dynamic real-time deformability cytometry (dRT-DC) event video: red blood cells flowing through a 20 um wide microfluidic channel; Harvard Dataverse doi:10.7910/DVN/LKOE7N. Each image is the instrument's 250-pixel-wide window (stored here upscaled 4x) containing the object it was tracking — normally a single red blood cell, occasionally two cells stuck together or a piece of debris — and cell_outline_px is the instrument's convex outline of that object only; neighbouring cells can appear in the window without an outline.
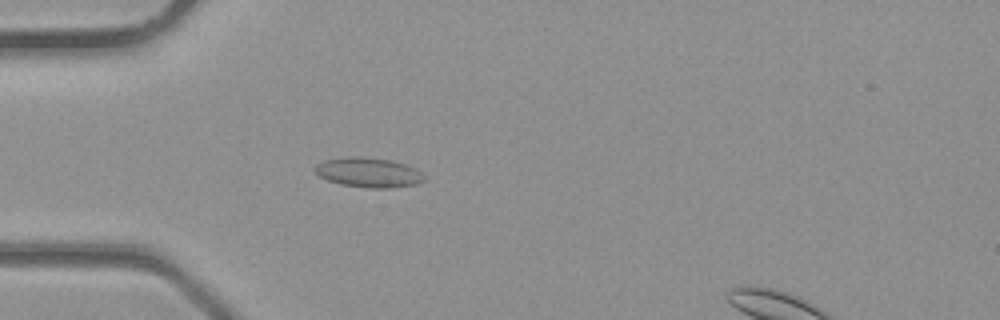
{"species": "common noctule bat (a hibernating species)", "species_latin": "Nyctalus noctula", "temperature_condition": "room temperature", "stored_images_in_passage": 34, "camera_frame_rate_fps": 3000, "um_per_image_px": 0.085, "animal": {"sex": "male", "body_mass_g": 23.1, "forearm_length_mm": 52.7}, "frame": {"image": 1, "passage_image": 8, "time_ms": 2.333, "image_size_px": [1000, 320], "cell_outline_px": [[424, 180], [416, 184], [388, 188], [372, 188], [340, 184], [328, 180], [320, 176], [312, 168], [316, 164], [324, 160], [344, 156], [360, 156], [388, 160], [404, 164], [416, 168], [424, 176]], "centroid_in_image_um": [31.28, 14.65], "position_along_channel_um": 53.7, "area_um2": 18.84}}
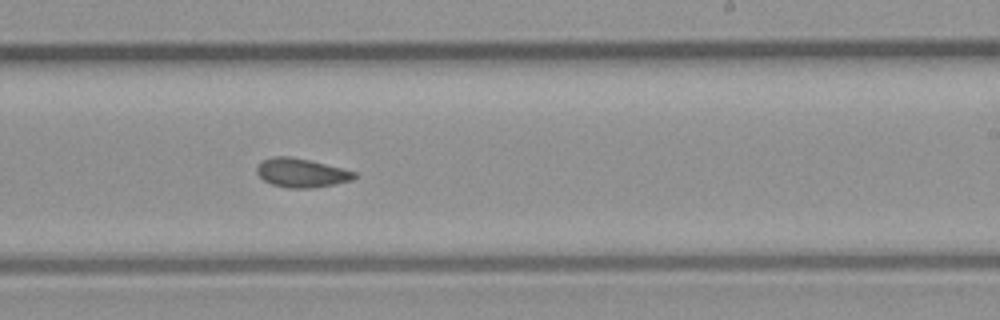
{"frame": {"image": 2, "passage_image": 20, "time_ms": 6.333, "image_size_px": [1000, 320], "cell_outline_px": [[356, 176], [352, 180], [312, 188], [288, 188], [272, 184], [264, 180], [256, 172], [256, 168], [260, 160], [272, 156], [292, 156], [312, 160], [344, 168], [356, 172]], "centroid_in_image_um": [25.6, 14.66], "position_along_channel_um": 263.4, "area_um2": 16.65}}
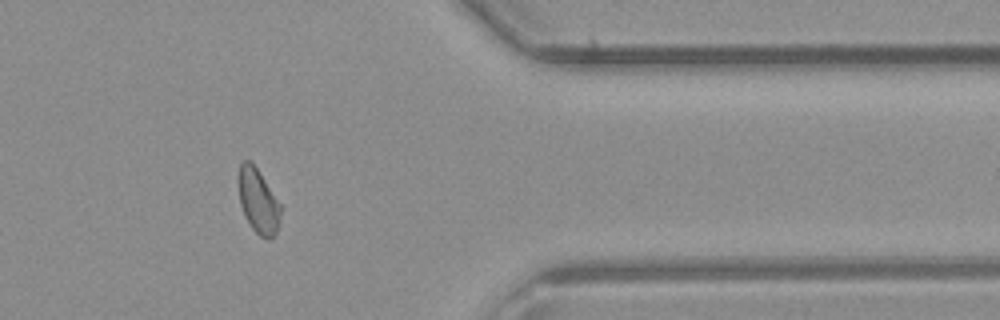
{"frame": {"image": 3, "passage_image": 28, "time_ms": 9.0, "image_size_px": [1000, 320], "cell_outline_px": [[284, 208], [276, 232], [268, 240], [260, 236], [252, 228], [244, 216], [240, 204], [236, 180], [236, 176], [240, 164], [244, 160], [252, 160]], "centroid_in_image_um": [21.93, 17.04], "position_along_channel_um": 389.5, "area_um2": 16.59}}